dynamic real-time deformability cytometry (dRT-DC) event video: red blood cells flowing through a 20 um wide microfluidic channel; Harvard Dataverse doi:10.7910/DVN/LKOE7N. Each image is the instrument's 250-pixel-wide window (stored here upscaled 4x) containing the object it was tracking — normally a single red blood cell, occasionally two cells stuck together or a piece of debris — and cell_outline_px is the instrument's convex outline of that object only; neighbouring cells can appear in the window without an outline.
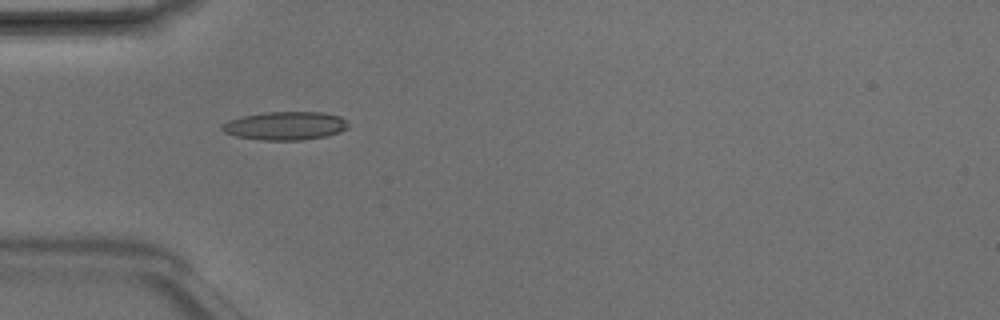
{"species": "Egyptian fruit bat (a non-hibernating species)", "species_latin": "Rousettus aegyptiacus", "temperature_condition": "room temperature", "stored_images_in_passage": 2, "camera_frame_rate_fps": 3000, "um_per_image_px": 0.085, "animal": {"sex": "male"}, "frame": {"image": 1, "passage_image": 2, "time_ms": 0.333, "image_size_px": [1000, 320], "cell_outline_px": [[348, 128], [340, 132], [328, 136], [304, 140], [260, 140], [236, 136], [224, 132], [220, 128], [220, 124], [228, 120], [244, 116], [264, 112], [324, 112], [340, 116], [348, 120]], "centroid_in_image_um": [24.27, 10.69], "position_along_channel_um": 60.7, "area_um2": 21.15}}